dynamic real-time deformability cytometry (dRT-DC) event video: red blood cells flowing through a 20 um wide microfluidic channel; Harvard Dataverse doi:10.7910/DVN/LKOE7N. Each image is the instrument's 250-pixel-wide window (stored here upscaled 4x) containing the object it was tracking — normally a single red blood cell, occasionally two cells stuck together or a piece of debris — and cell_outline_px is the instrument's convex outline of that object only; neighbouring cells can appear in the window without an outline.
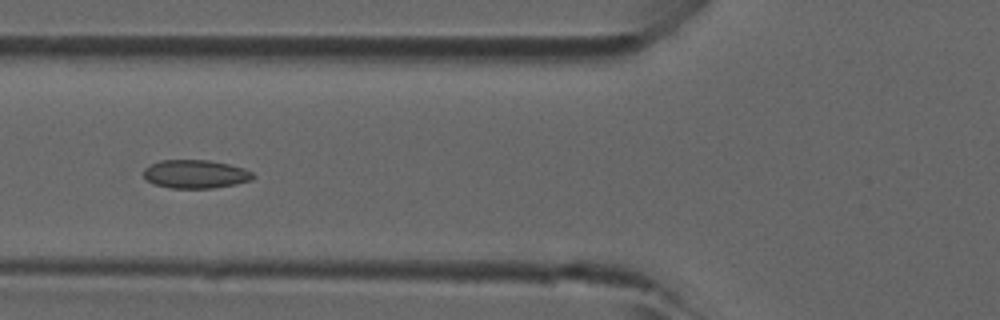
{"species": "common noctule bat (a hibernating species)", "species_latin": "Nyctalus noctula", "temperature_condition": "room temperature", "stored_images_in_passage": 5, "camera_frame_rate_fps": 3000, "um_per_image_px": 0.085, "animal": {"sex": "male", "forearm_length_mm": 52.5}, "frame": {"image": 1, "passage_image": 5, "time_ms": 1.333, "image_size_px": [1000, 320], "cell_outline_px": [[256, 176], [252, 180], [236, 184], [212, 188], [172, 188], [152, 184], [144, 176], [144, 168], [160, 160], [208, 160], [228, 164], [244, 168], [252, 172]], "centroid_in_image_um": [16.63, 14.8], "position_along_channel_um": 109.2, "area_um2": 18.15}}